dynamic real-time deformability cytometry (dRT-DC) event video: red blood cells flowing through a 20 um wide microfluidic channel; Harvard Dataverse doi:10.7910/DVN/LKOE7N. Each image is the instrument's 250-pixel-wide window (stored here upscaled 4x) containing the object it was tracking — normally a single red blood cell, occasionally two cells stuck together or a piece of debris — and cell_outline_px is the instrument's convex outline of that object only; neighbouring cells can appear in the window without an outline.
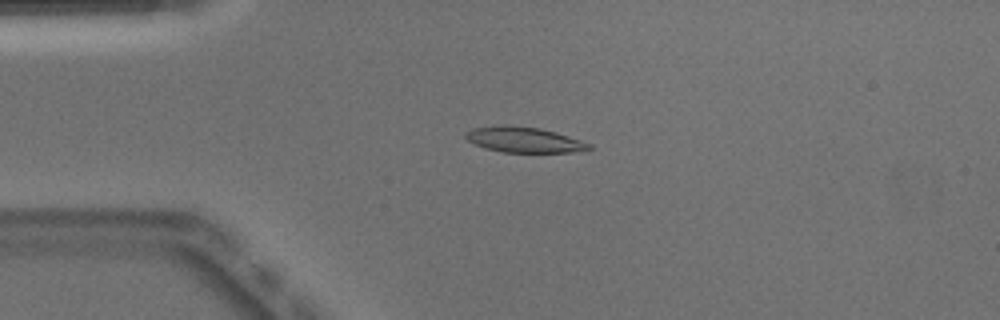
{"species": "Egyptian fruit bat (a non-hibernating species)", "species_latin": "Rousettus aegyptiacus", "temperature_condition": "warm", "stored_images_in_passage": 49, "camera_frame_rate_fps": 3000, "um_per_image_px": 0.085, "animal": {"sex": "male"}, "frame": {"image": 1, "passage_image": 11, "time_ms": 3.333, "image_size_px": [1000, 320], "cell_outline_px": [[592, 148], [572, 152], [504, 152], [488, 148], [476, 144], [468, 140], [464, 136], [464, 132], [472, 128], [500, 124], [508, 124], [540, 128], [556, 132], [592, 144]], "centroid_in_image_um": [44.51, 11.85], "position_along_channel_um": 40.5, "area_um2": 18.32}}
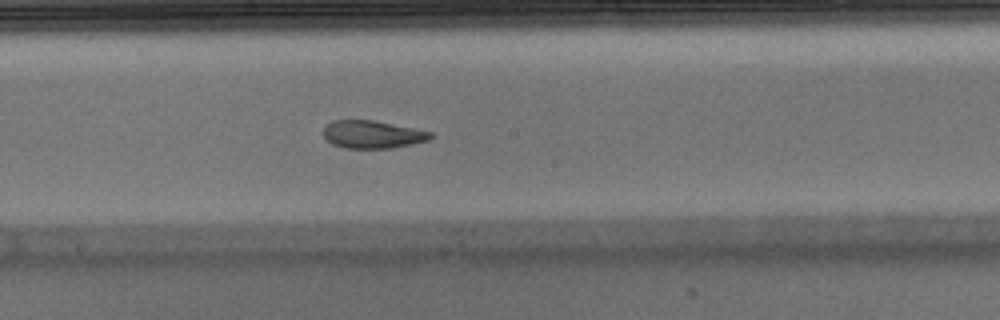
{"frame": {"image": 2, "passage_image": 26, "time_ms": 8.333, "image_size_px": [1000, 320], "cell_outline_px": [[432, 136], [428, 140], [412, 144], [392, 148], [344, 148], [332, 144], [324, 136], [324, 128], [332, 120], [376, 120], [432, 132]], "centroid_in_image_um": [31.66, 11.42], "position_along_channel_um": 216.5, "area_um2": 17.28}}
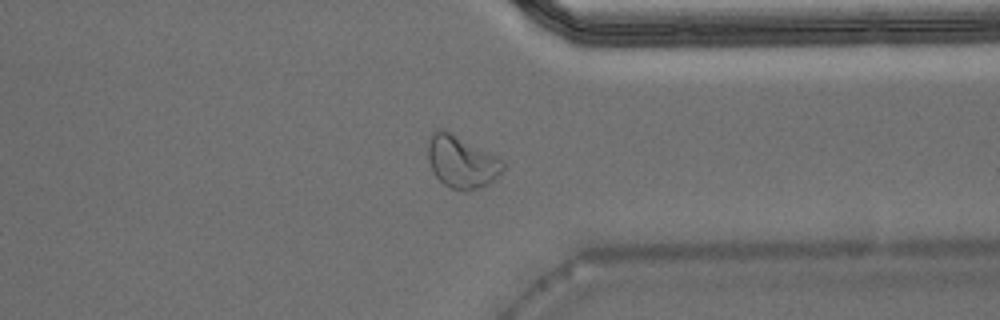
{"frame": {"image": 3, "passage_image": 38, "time_ms": 12.333, "image_size_px": [1000, 320], "cell_outline_px": [[504, 168], [488, 184], [476, 188], [452, 188], [444, 184], [432, 172], [428, 160], [428, 140], [436, 128], [444, 128], [500, 156], [504, 160]], "centroid_in_image_um": [39.23, 13.67], "position_along_channel_um": 372.2, "area_um2": 22.89}, "authors_computed_cell_mechanics": {"area_um2": 18.6116, "velocity_mm_per_s": 3.9645, "shape_relaxation_time_tau1_ms": 6.384, "shape_relaxation_time_tau2_ms": 2.0069, "deformation_change_tau1": 0.2173, "deformation_change_tau2": 0.0933}}